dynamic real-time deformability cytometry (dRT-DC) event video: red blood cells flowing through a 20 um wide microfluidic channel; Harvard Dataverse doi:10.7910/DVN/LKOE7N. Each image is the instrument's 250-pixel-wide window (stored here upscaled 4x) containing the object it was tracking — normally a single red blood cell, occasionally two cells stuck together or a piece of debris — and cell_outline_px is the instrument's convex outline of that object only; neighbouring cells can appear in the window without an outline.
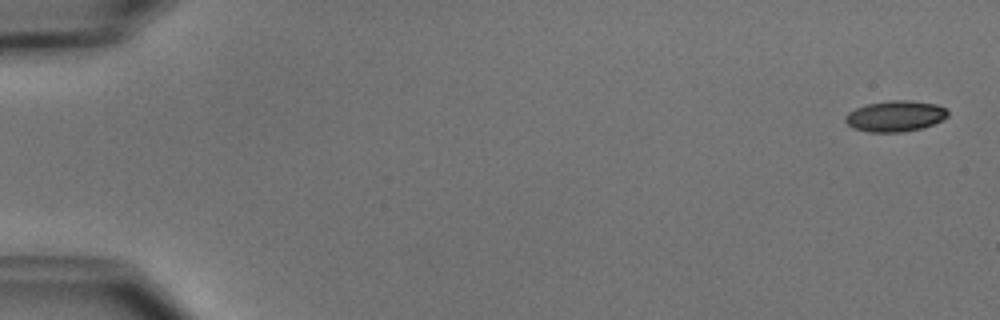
{"species": "common noctule bat (a hibernating species)", "species_latin": "Nyctalus noctula", "temperature_condition": "cold", "stored_images_in_passage": 5, "camera_frame_rate_fps": 3000, "um_per_image_px": 0.085, "animal": {"sex": "male", "body_mass_g": 15.6}, "frame": {"image": 1, "passage_image": 1, "time_ms": 0.0, "image_size_px": [1000, 320], "cell_outline_px": [[948, 116], [932, 124], [920, 128], [904, 132], [868, 132], [856, 128], [848, 124], [844, 120], [844, 116], [848, 112], [856, 108], [868, 104], [888, 100], [908, 100], [936, 104], [948, 108]], "centroid_in_image_um": [76.1, 9.86], "position_along_channel_um": 8.9, "area_um2": 18.38}}
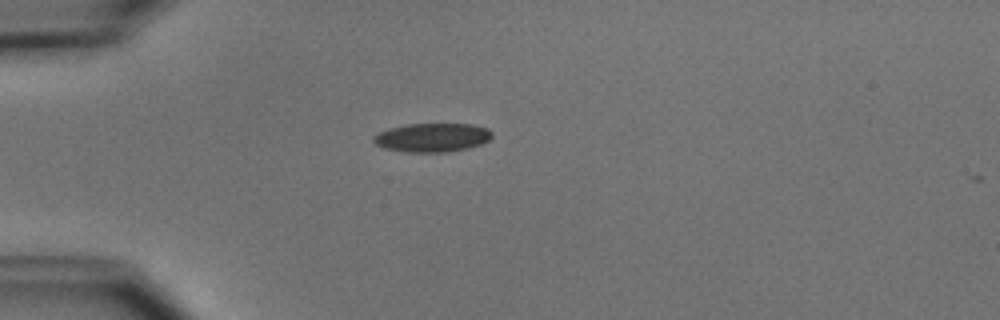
{"frame": {"image": 2, "passage_image": 4, "time_ms": 4.333, "image_size_px": [1000, 320], "cell_outline_px": [[492, 136], [488, 140], [480, 144], [468, 148], [444, 152], [408, 152], [384, 148], [376, 144], [372, 140], [372, 136], [388, 128], [408, 124], [472, 124], [488, 128], [492, 132]], "centroid_in_image_um": [36.73, 11.68], "position_along_channel_um": 48.3, "area_um2": 19.83}}